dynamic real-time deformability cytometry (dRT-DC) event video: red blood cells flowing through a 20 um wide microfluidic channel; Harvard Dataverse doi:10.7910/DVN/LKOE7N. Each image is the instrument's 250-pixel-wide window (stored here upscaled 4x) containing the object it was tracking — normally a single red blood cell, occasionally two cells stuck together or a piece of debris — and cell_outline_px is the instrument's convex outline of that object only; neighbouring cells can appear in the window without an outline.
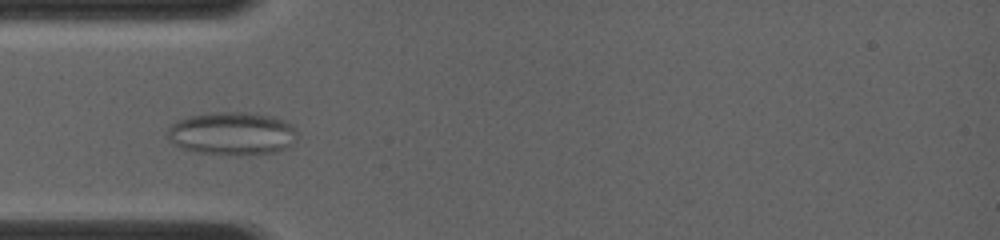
{"species": "common noctule bat (a hibernating species)", "species_latin": "Nyctalus noctula", "temperature_condition": "room temperature", "stored_images_in_passage": 6, "camera_frame_rate_fps": 4000, "um_per_image_px": 0.085, "animal": {"sex": "female", "body_mass_g": 19.0, "forearm_length_mm": 56.7}, "frame": {"image": 1, "passage_image": 5, "time_ms": 3.75, "image_size_px": [1000, 240], "cell_outline_px": [[296, 136], [292, 144], [284, 148], [272, 152], [240, 156], [196, 152], [180, 148], [168, 140], [168, 128], [176, 120], [192, 116], [220, 112], [244, 112], [272, 116], [284, 120], [292, 124], [296, 132]], "centroid_in_image_um": [19.71, 11.36], "position_along_channel_um": 65.3, "area_um2": 32.54}}
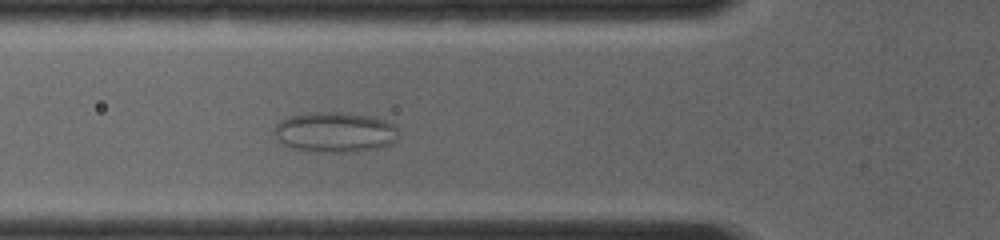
{"frame": {"image": 2, "passage_image": 6, "time_ms": 4.5, "image_size_px": [1000, 240], "cell_outline_px": [[396, 128], [392, 140], [388, 144], [380, 148], [348, 152], [328, 152], [292, 148], [276, 140], [272, 132], [272, 128], [280, 120], [288, 116], [308, 112], [340, 112], [368, 116], [384, 120], [392, 124]], "centroid_in_image_um": [28.34, 11.22], "position_along_channel_um": 97.5, "area_um2": 28.9}}